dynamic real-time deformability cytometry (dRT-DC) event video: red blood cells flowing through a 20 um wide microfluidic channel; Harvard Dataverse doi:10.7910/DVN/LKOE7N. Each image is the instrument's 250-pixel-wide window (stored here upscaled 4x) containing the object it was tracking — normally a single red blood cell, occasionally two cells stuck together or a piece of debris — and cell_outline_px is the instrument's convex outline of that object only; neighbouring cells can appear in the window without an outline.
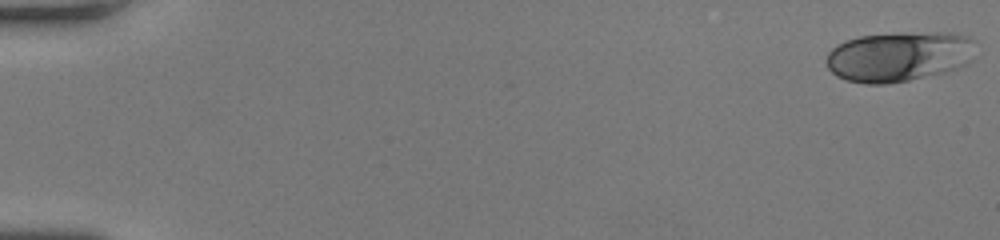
{"species": "human", "species_latin": "Homo sapiens", "temperature_condition": "room temperature", "stored_images_in_passage": 49, "camera_frame_rate_fps": 3000, "um_per_image_px": 0.085, "donor": {"sex": "female"}, "frame": {"image": 1, "passage_image": 1, "time_ms": 0.0, "image_size_px": [1000, 240], "cell_outline_px": [[972, 60], [968, 64], [944, 72], [908, 80], [888, 84], [864, 84], [848, 80], [836, 76], [828, 68], [828, 52], [832, 48], [848, 40], [860, 36], [900, 32], [948, 32], [968, 36], [972, 40]], "centroid_in_image_um": [76.41, 4.79], "position_along_channel_um": 8.6, "area_um2": 43.41}}
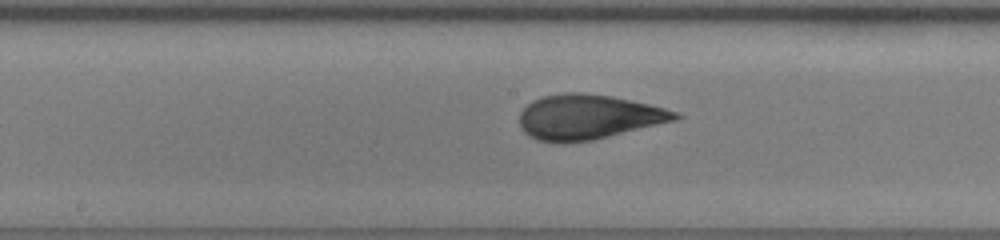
{"frame": {"image": 2, "passage_image": 27, "time_ms": 8.667, "image_size_px": [1000, 240], "cell_outline_px": [[684, 116], [676, 120], [592, 140], [564, 144], [560, 144], [536, 140], [528, 136], [524, 132], [520, 124], [520, 112], [532, 100], [540, 96], [564, 92], [584, 92], [612, 96], [648, 104], [664, 108], [676, 112]], "centroid_in_image_um": [49.95, 9.94], "position_along_channel_um": 198.2, "area_um2": 40.92}}
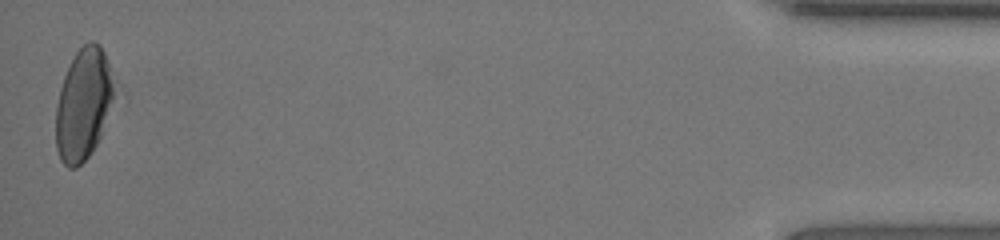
{"frame": {"image": 3, "passage_image": 49, "time_ms": 16.0, "image_size_px": [1000, 240], "cell_outline_px": [[112, 96], [100, 136], [96, 144], [88, 156], [76, 168], [68, 168], [60, 160], [56, 148], [56, 104], [60, 88], [64, 76], [76, 52], [88, 40], [92, 40], [100, 44], [104, 52], [108, 64], [112, 88]], "centroid_in_image_um": [7.03, 8.87], "position_along_channel_um": 428.2, "area_um2": 36.93}, "authors_computed_cell_mechanics": {"area_um2": 40.0554, "velocity_mm_per_s": 4.2991, "shape_relaxation_time_tau1_ms": 5.0306, "shape_relaxation_time_tau2_ms": 0.8743, "deformation_change_tau1": 0.1842, "deformation_change_tau2": 0.0622}}